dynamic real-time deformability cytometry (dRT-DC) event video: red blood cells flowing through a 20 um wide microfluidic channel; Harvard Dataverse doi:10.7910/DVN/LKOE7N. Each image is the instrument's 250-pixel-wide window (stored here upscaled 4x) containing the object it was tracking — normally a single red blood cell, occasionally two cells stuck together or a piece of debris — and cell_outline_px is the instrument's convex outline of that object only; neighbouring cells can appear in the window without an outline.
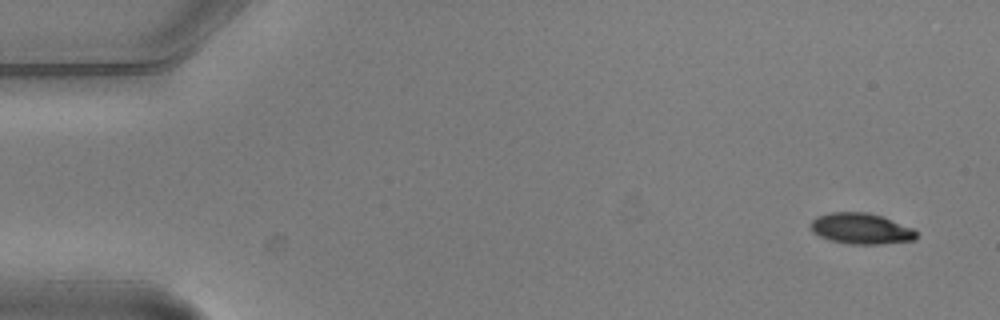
{"species": "common noctule bat (a hibernating species)", "species_latin": "Nyctalus noctula", "temperature_condition": "warm", "stored_images_in_passage": 6, "camera_frame_rate_fps": 3000, "um_per_image_px": 0.085, "animal": {"sex": "male", "body_mass_g": 20.5, "forearm_length_mm": 52.5}, "frame": {"image": 1, "passage_image": 1, "time_ms": 0.0, "image_size_px": [1000, 320], "cell_outline_px": [[916, 240], [880, 244], [848, 244], [832, 240], [820, 236], [812, 232], [808, 224], [816, 216], [828, 212], [868, 212], [884, 216], [912, 228], [916, 232]], "centroid_in_image_um": [73.16, 19.42], "position_along_channel_um": 11.8, "area_um2": 19.25}}
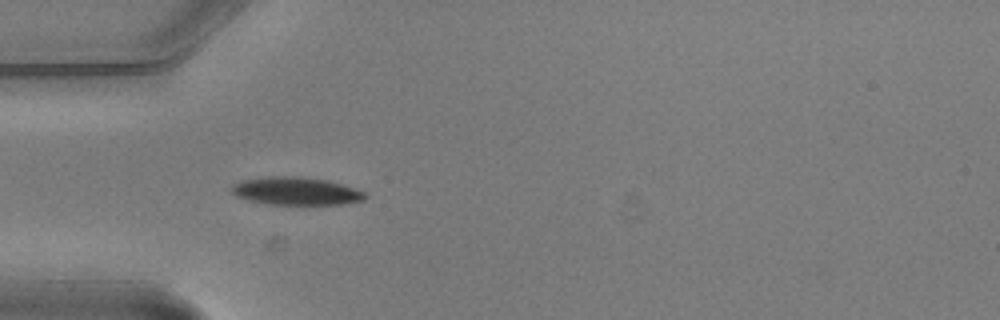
{"frame": {"image": 2, "passage_image": 5, "time_ms": 1.333, "image_size_px": [1000, 320], "cell_outline_px": [[368, 196], [364, 200], [344, 204], [304, 208], [272, 204], [252, 200], [236, 196], [232, 192], [232, 184], [240, 180], [268, 176], [300, 176], [328, 180], [364, 192]], "centroid_in_image_um": [25.2, 16.28], "position_along_channel_um": 59.8, "area_um2": 22.54}}
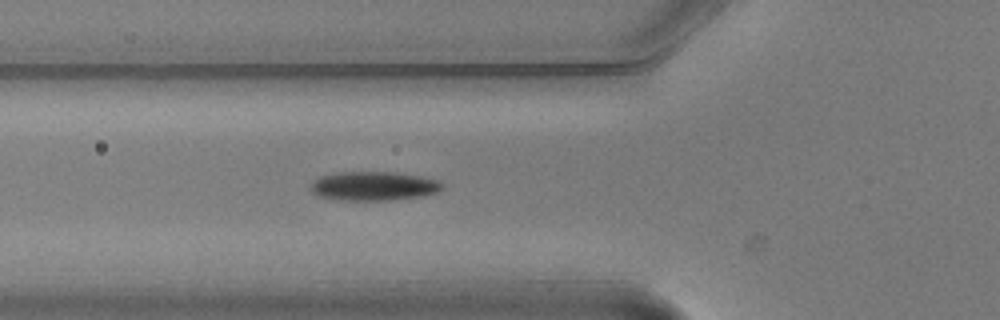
{"frame": {"image": 3, "passage_image": 6, "time_ms": 1.667, "image_size_px": [1000, 320], "cell_outline_px": [[444, 188], [436, 192], [424, 196], [392, 200], [340, 200], [320, 196], [312, 192], [312, 184], [320, 176], [340, 172], [396, 172], [420, 176], [436, 180], [444, 184]], "centroid_in_image_um": [31.81, 15.81], "position_along_channel_um": 94.0, "area_um2": 22.14}}